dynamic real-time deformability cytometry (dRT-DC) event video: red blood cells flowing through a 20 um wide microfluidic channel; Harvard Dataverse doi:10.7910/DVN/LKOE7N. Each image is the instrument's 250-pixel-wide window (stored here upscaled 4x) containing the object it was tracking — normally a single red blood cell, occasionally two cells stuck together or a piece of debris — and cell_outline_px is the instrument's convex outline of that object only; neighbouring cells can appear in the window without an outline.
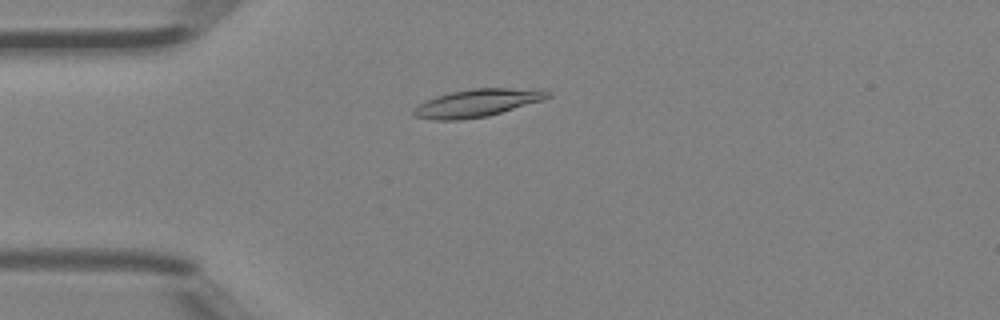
{"species": "Egyptian fruit bat (a non-hibernating species)", "species_latin": "Rousettus aegyptiacus", "temperature_condition": "room temperature", "stored_images_in_passage": 39, "camera_frame_rate_fps": 3000, "um_per_image_px": 0.085, "animal": {"sex": "female"}, "frame": {"image": 1, "passage_image": 5, "time_ms": 1.333, "image_size_px": [1000, 320], "cell_outline_px": [[552, 96], [544, 100], [488, 116], [460, 120], [436, 120], [416, 116], [412, 112], [420, 104], [436, 96], [452, 92], [472, 88], [508, 88], [552, 92]], "centroid_in_image_um": [40.58, 8.76], "position_along_channel_um": 44.4, "area_um2": 21.21}}
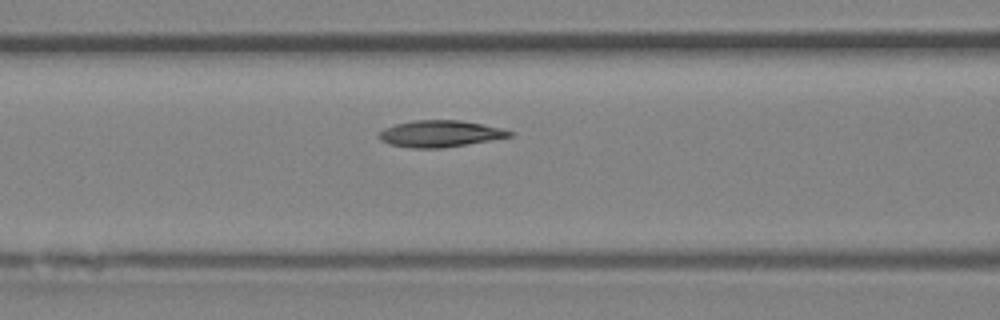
{"frame": {"image": 2, "passage_image": 12, "time_ms": 3.667, "image_size_px": [1000, 320], "cell_outline_px": [[516, 132], [512, 136], [440, 148], [412, 148], [388, 144], [380, 140], [376, 136], [384, 128], [396, 124], [416, 120], [460, 120], [484, 124]], "centroid_in_image_um": [37.37, 11.36], "position_along_channel_um": 129.2, "area_um2": 20.11}}
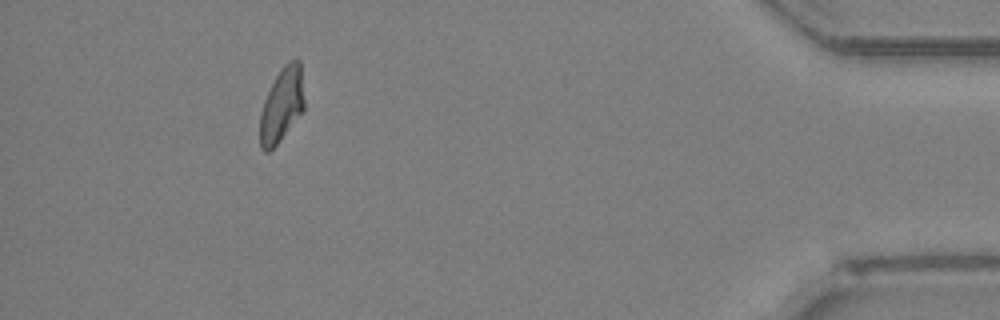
{"frame": {"image": 3, "passage_image": 35, "time_ms": 11.333, "image_size_px": [1000, 320], "cell_outline_px": [[304, 112], [276, 144], [268, 152], [264, 152], [260, 148], [260, 116], [264, 100], [276, 76], [284, 64], [288, 60], [296, 56], [300, 60], [304, 100]], "centroid_in_image_um": [23.97, 8.89], "position_along_channel_um": 411.2, "area_um2": 19.25}, "authors_computed_cell_mechanics": {"area_um2": 20.0566, "velocity_mm_per_s": 4.4785, "shape_relaxation_time_tau1_ms": 3.6275, "shape_relaxation_time_tau2_ms": 4.638, "deformation_change_tau1": 0.1493, "deformation_change_tau2": 0.0972}}